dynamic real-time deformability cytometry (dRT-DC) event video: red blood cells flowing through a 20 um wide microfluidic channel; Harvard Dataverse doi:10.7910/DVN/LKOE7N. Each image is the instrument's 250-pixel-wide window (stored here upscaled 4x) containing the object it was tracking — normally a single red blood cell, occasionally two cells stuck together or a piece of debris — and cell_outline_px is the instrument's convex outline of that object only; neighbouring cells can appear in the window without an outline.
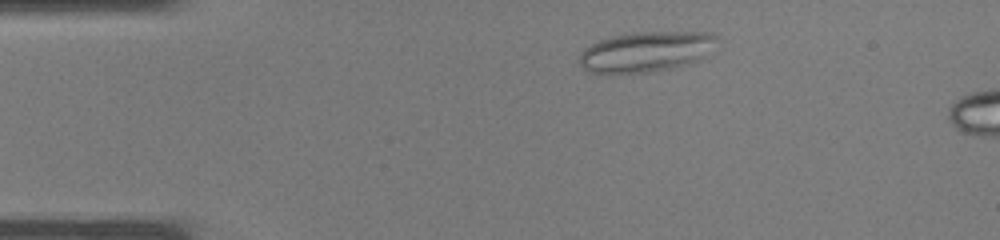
{"species": "common noctule bat (a hibernating species)", "species_latin": "Nyctalus noctula", "temperature_condition": "warm", "stored_images_in_passage": 3, "camera_frame_rate_fps": 3000, "um_per_image_px": 0.085, "animal": {"sex": "male", "body_mass_g": 19.0, "forearm_length_mm": 50.8}, "frame": {"image": 1, "passage_image": 1, "time_ms": 0.0, "image_size_px": [1000, 240], "cell_outline_px": [[720, 40], [700, 60], [688, 64], [648, 72], [588, 72], [580, 64], [580, 52], [584, 48], [600, 40], [612, 36], [632, 32], [716, 32], [720, 36]], "centroid_in_image_um": [54.98, 4.36], "position_along_channel_um": 30.0, "area_um2": 32.25}}